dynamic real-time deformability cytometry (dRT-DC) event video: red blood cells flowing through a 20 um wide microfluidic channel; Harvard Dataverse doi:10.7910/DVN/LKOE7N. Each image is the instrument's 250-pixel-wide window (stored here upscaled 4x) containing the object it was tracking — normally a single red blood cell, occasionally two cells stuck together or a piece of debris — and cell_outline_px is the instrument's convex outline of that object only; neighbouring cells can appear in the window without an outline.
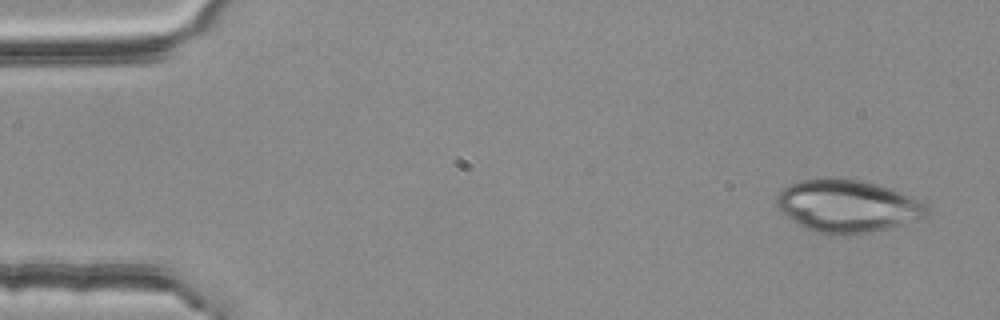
{"species": "common noctule bat (a hibernating species)", "species_latin": "Nyctalus noctula", "temperature_condition": "room temperature", "stored_images_in_passage": 4, "camera_frame_rate_fps": 3000, "um_per_image_px": 0.085, "animal": {"sex": "female", "body_mass_g": 25.1}, "frame": {"image": 1, "passage_image": 1, "time_ms": 0.0, "image_size_px": [1000, 320], "cell_outline_px": [[932, 212], [924, 220], [888, 228], [868, 232], [840, 236], [816, 232], [804, 228], [796, 224], [776, 204], [776, 196], [788, 184], [800, 180], [824, 176], [836, 176], [860, 180], [880, 184], [928, 200]], "centroid_in_image_um": [72.17, 17.49], "position_along_channel_um": 12.8, "area_um2": 47.74}}